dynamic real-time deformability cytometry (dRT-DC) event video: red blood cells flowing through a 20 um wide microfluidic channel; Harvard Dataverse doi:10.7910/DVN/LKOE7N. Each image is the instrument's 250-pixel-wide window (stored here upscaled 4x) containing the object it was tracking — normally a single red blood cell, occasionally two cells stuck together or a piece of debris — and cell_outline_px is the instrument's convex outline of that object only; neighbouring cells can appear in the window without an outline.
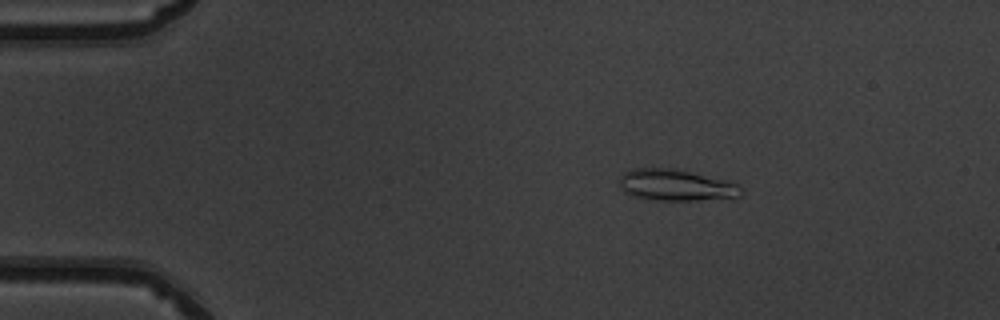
{"species": "common noctule bat (a hibernating species)", "species_latin": "Nyctalus noctula", "temperature_condition": "warm", "stored_images_in_passage": 51, "camera_frame_rate_fps": 3000, "um_per_image_px": 0.085, "animal": {"sex": "male", "body_mass_g": 19.5, "forearm_length_mm": 54.6}, "frame": {"image": 1, "passage_image": 9, "time_ms": 2.667, "image_size_px": [1000, 320], "cell_outline_px": [[744, 192], [740, 196], [696, 200], [664, 200], [636, 196], [624, 192], [620, 184], [620, 176], [624, 172], [632, 168], [672, 168], [728, 180], [736, 184]], "centroid_in_image_um": [57.46, 15.72], "position_along_channel_um": 27.5, "area_um2": 21.91}}
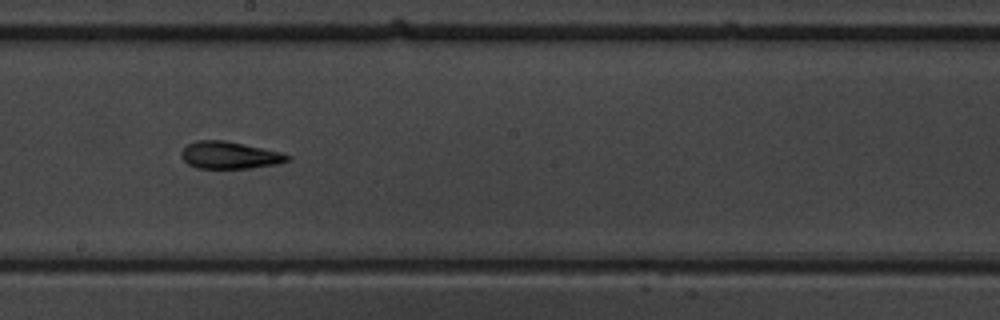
{"frame": {"image": 2, "passage_image": 29, "time_ms": 9.333, "image_size_px": [1000, 320], "cell_outline_px": [[292, 160], [276, 164], [252, 168], [196, 168], [188, 164], [180, 156], [180, 152], [188, 144], [196, 140], [224, 140], [280, 152], [292, 156]], "centroid_in_image_um": [19.51, 13.19], "position_along_channel_um": 228.7, "area_um2": 16.82}}
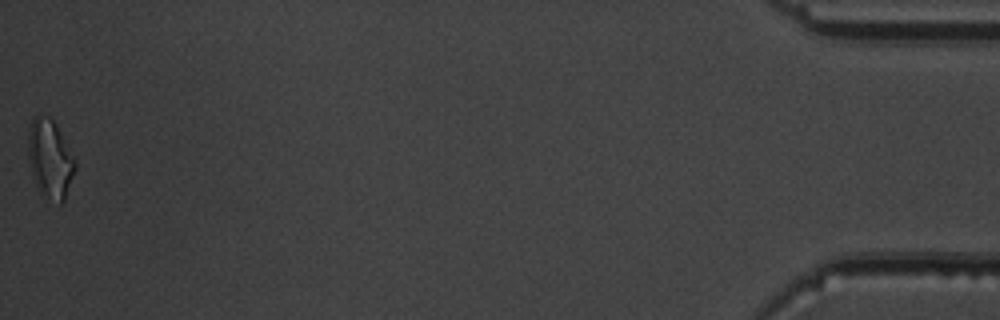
{"frame": {"image": 3, "passage_image": 51, "time_ms": 16.667, "image_size_px": [1000, 320], "cell_outline_px": [[76, 168], [64, 200], [60, 204], [40, 196], [32, 172], [28, 156], [28, 132], [32, 116], [48, 116], [56, 124], [76, 160]], "centroid_in_image_um": [4.25, 13.52], "position_along_channel_um": 430.9, "area_um2": 21.62}, "authors_computed_cell_mechanics": {"area_um2": 17.4556, "velocity_mm_per_s": 4.0334, "shape_relaxation_time_tau1_ms": 8.4886, "shape_relaxation_time_tau2_ms": 3.106, "deformation_change_tau1": 0.281, "deformation_change_tau2": 0.1336}}